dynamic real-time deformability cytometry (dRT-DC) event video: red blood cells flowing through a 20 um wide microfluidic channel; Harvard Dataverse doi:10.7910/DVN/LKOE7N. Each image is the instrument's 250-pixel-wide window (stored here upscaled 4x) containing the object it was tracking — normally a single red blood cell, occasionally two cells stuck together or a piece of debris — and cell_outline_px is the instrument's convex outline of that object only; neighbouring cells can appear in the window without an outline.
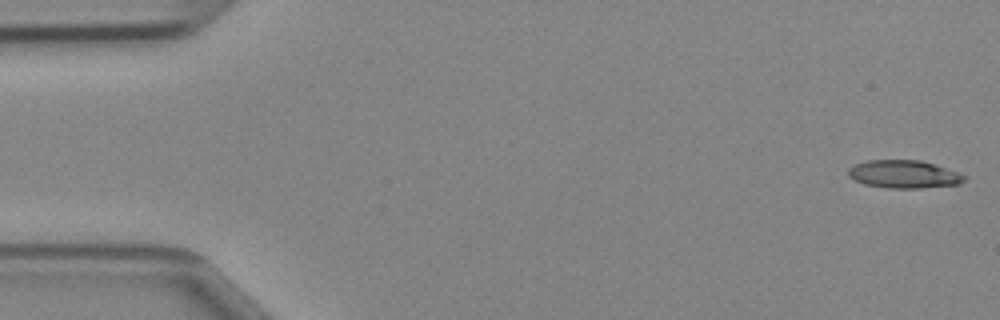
{"species": "Egyptian fruit bat (a non-hibernating species)", "species_latin": "Rousettus aegyptiacus", "temperature_condition": "cold", "stored_images_in_passage": 46, "camera_frame_rate_fps": 3000, "um_per_image_px": 0.085, "animal": {"sex": "female"}, "frame": {"image": 1, "passage_image": 1, "time_ms": 0.0, "image_size_px": [1000, 320], "cell_outline_px": [[968, 176], [960, 184], [920, 188], [888, 188], [864, 184], [848, 176], [848, 168], [856, 164], [868, 160], [920, 160]], "centroid_in_image_um": [76.81, 14.81], "position_along_channel_um": 8.2, "area_um2": 18.67}}
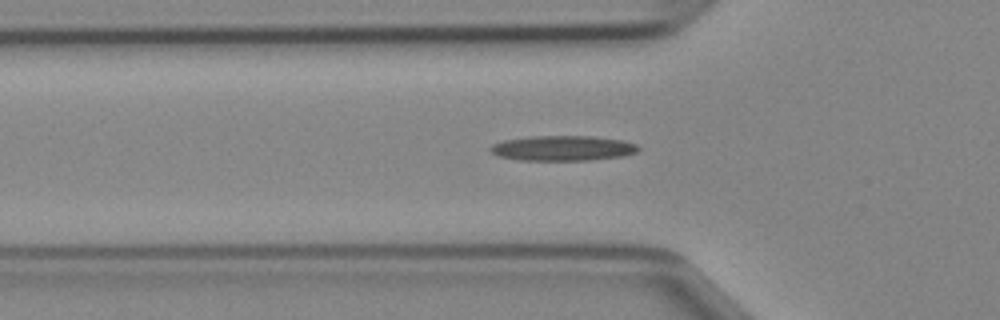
{"frame": {"image": 2, "passage_image": 15, "time_ms": 4.667, "image_size_px": [1000, 320], "cell_outline_px": [[640, 148], [636, 152], [624, 156], [588, 160], [516, 160], [496, 156], [488, 148], [492, 144], [504, 140], [532, 136], [592, 136], [624, 140], [636, 144]], "centroid_in_image_um": [47.81, 12.59], "position_along_channel_um": 78.0, "area_um2": 21.79}}
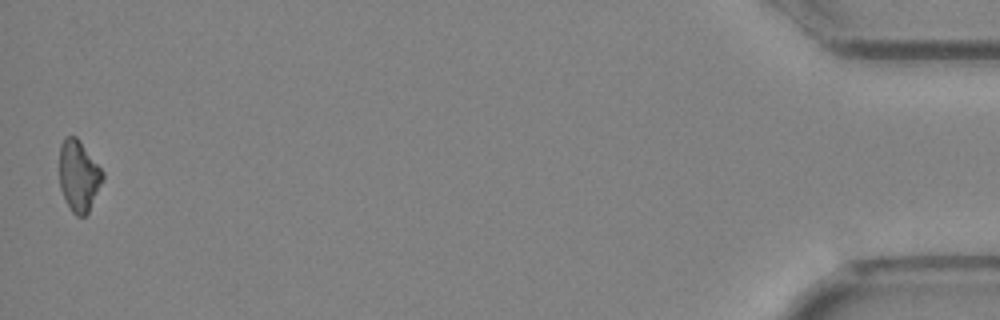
{"frame": {"image": 3, "passage_image": 46, "time_ms": 15.0, "image_size_px": [1000, 320], "cell_outline_px": [[104, 180], [88, 212], [84, 216], [76, 216], [72, 212], [60, 188], [60, 144], [64, 136], [76, 136], [80, 140], [104, 172]], "centroid_in_image_um": [6.71, 14.92], "position_along_channel_um": 428.5, "area_um2": 17.98}}